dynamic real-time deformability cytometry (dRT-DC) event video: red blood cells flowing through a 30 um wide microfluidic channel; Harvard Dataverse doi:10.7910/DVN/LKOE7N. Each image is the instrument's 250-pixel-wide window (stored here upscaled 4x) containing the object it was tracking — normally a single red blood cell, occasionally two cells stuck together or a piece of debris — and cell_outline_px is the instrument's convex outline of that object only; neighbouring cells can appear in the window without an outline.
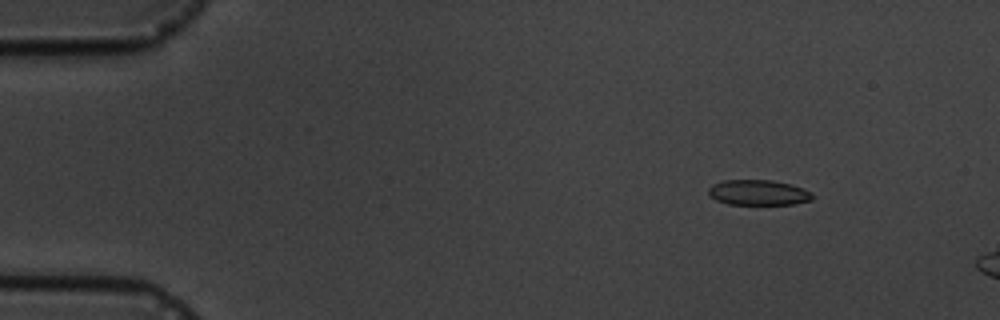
{"species": "common noctule bat (a hibernating species)", "species_latin": "Nyctalus noctula", "temperature_condition": "cold", "stored_images_in_passage": 4, "camera_frame_rate_fps": 3000, "um_per_image_px": 0.085, "animal": {"sex": "male", "body_mass_g": 19.5, "forearm_length_mm": 54.6}, "frame": {"image": 1, "passage_image": 2, "time_ms": 1.0, "image_size_px": [1000, 320], "cell_outline_px": [[816, 196], [812, 200], [792, 204], [728, 204], [716, 200], [708, 192], [708, 188], [712, 184], [724, 180], [772, 180], [792, 184], [812, 192]], "centroid_in_image_um": [64.5, 16.36], "position_along_channel_um": 20.5, "area_um2": 15.43}}